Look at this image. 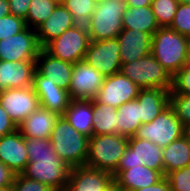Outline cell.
<instances>
[{
  "label": "cell",
  "mask_w": 190,
  "mask_h": 191,
  "mask_svg": "<svg viewBox=\"0 0 190 191\" xmlns=\"http://www.w3.org/2000/svg\"><path fill=\"white\" fill-rule=\"evenodd\" d=\"M25 142L29 162L21 174L55 191H64L71 167L57 156L50 139L25 138Z\"/></svg>",
  "instance_id": "1"
},
{
  "label": "cell",
  "mask_w": 190,
  "mask_h": 191,
  "mask_svg": "<svg viewBox=\"0 0 190 191\" xmlns=\"http://www.w3.org/2000/svg\"><path fill=\"white\" fill-rule=\"evenodd\" d=\"M151 54L173 77L189 61L188 37L160 27L152 35Z\"/></svg>",
  "instance_id": "2"
},
{
  "label": "cell",
  "mask_w": 190,
  "mask_h": 191,
  "mask_svg": "<svg viewBox=\"0 0 190 191\" xmlns=\"http://www.w3.org/2000/svg\"><path fill=\"white\" fill-rule=\"evenodd\" d=\"M49 139L57 156L70 167L86 165L89 137L79 133L64 116L58 117Z\"/></svg>",
  "instance_id": "3"
},
{
  "label": "cell",
  "mask_w": 190,
  "mask_h": 191,
  "mask_svg": "<svg viewBox=\"0 0 190 191\" xmlns=\"http://www.w3.org/2000/svg\"><path fill=\"white\" fill-rule=\"evenodd\" d=\"M128 141V137L119 134L92 135L89 138L86 166L108 172L115 178Z\"/></svg>",
  "instance_id": "4"
},
{
  "label": "cell",
  "mask_w": 190,
  "mask_h": 191,
  "mask_svg": "<svg viewBox=\"0 0 190 191\" xmlns=\"http://www.w3.org/2000/svg\"><path fill=\"white\" fill-rule=\"evenodd\" d=\"M126 3L106 0L96 4L90 20L86 24L91 41L117 38L123 29L122 18Z\"/></svg>",
  "instance_id": "5"
},
{
  "label": "cell",
  "mask_w": 190,
  "mask_h": 191,
  "mask_svg": "<svg viewBox=\"0 0 190 191\" xmlns=\"http://www.w3.org/2000/svg\"><path fill=\"white\" fill-rule=\"evenodd\" d=\"M120 72L130 78L140 89L171 90L172 88V76L151 53L134 62L122 63Z\"/></svg>",
  "instance_id": "6"
},
{
  "label": "cell",
  "mask_w": 190,
  "mask_h": 191,
  "mask_svg": "<svg viewBox=\"0 0 190 191\" xmlns=\"http://www.w3.org/2000/svg\"><path fill=\"white\" fill-rule=\"evenodd\" d=\"M185 127L169 105L152 122L142 124L134 137L149 140L164 148L185 134Z\"/></svg>",
  "instance_id": "7"
},
{
  "label": "cell",
  "mask_w": 190,
  "mask_h": 191,
  "mask_svg": "<svg viewBox=\"0 0 190 191\" xmlns=\"http://www.w3.org/2000/svg\"><path fill=\"white\" fill-rule=\"evenodd\" d=\"M90 41L86 25L76 24L50 41L44 49L52 56L74 64L84 59Z\"/></svg>",
  "instance_id": "8"
},
{
  "label": "cell",
  "mask_w": 190,
  "mask_h": 191,
  "mask_svg": "<svg viewBox=\"0 0 190 191\" xmlns=\"http://www.w3.org/2000/svg\"><path fill=\"white\" fill-rule=\"evenodd\" d=\"M162 148L149 140L129 137L128 146L116 169V176L122 171L140 165L159 171L164 176Z\"/></svg>",
  "instance_id": "9"
},
{
  "label": "cell",
  "mask_w": 190,
  "mask_h": 191,
  "mask_svg": "<svg viewBox=\"0 0 190 191\" xmlns=\"http://www.w3.org/2000/svg\"><path fill=\"white\" fill-rule=\"evenodd\" d=\"M118 38L90 41L84 61L105 77L120 72L121 59Z\"/></svg>",
  "instance_id": "10"
},
{
  "label": "cell",
  "mask_w": 190,
  "mask_h": 191,
  "mask_svg": "<svg viewBox=\"0 0 190 191\" xmlns=\"http://www.w3.org/2000/svg\"><path fill=\"white\" fill-rule=\"evenodd\" d=\"M0 105L17 127L40 107L39 98L33 86L0 91Z\"/></svg>",
  "instance_id": "11"
},
{
  "label": "cell",
  "mask_w": 190,
  "mask_h": 191,
  "mask_svg": "<svg viewBox=\"0 0 190 191\" xmlns=\"http://www.w3.org/2000/svg\"><path fill=\"white\" fill-rule=\"evenodd\" d=\"M40 50L36 29L30 27L0 40L1 61L36 60Z\"/></svg>",
  "instance_id": "12"
},
{
  "label": "cell",
  "mask_w": 190,
  "mask_h": 191,
  "mask_svg": "<svg viewBox=\"0 0 190 191\" xmlns=\"http://www.w3.org/2000/svg\"><path fill=\"white\" fill-rule=\"evenodd\" d=\"M105 76L84 60L73 64L71 83L68 89L70 99L92 100L104 83Z\"/></svg>",
  "instance_id": "13"
},
{
  "label": "cell",
  "mask_w": 190,
  "mask_h": 191,
  "mask_svg": "<svg viewBox=\"0 0 190 191\" xmlns=\"http://www.w3.org/2000/svg\"><path fill=\"white\" fill-rule=\"evenodd\" d=\"M140 88L121 72L105 77L104 83L95 96L99 103L118 108L126 102L136 99Z\"/></svg>",
  "instance_id": "14"
},
{
  "label": "cell",
  "mask_w": 190,
  "mask_h": 191,
  "mask_svg": "<svg viewBox=\"0 0 190 191\" xmlns=\"http://www.w3.org/2000/svg\"><path fill=\"white\" fill-rule=\"evenodd\" d=\"M113 184L112 174L84 165L71 167L64 191H106Z\"/></svg>",
  "instance_id": "15"
},
{
  "label": "cell",
  "mask_w": 190,
  "mask_h": 191,
  "mask_svg": "<svg viewBox=\"0 0 190 191\" xmlns=\"http://www.w3.org/2000/svg\"><path fill=\"white\" fill-rule=\"evenodd\" d=\"M32 86L39 98L41 107L63 116L71 100L67 90L40 75L36 70L34 71Z\"/></svg>",
  "instance_id": "16"
},
{
  "label": "cell",
  "mask_w": 190,
  "mask_h": 191,
  "mask_svg": "<svg viewBox=\"0 0 190 191\" xmlns=\"http://www.w3.org/2000/svg\"><path fill=\"white\" fill-rule=\"evenodd\" d=\"M34 71L35 60L15 62L0 60V91L31 87Z\"/></svg>",
  "instance_id": "17"
},
{
  "label": "cell",
  "mask_w": 190,
  "mask_h": 191,
  "mask_svg": "<svg viewBox=\"0 0 190 191\" xmlns=\"http://www.w3.org/2000/svg\"><path fill=\"white\" fill-rule=\"evenodd\" d=\"M0 160L16 175L21 174L29 162L25 138L19 129L0 140Z\"/></svg>",
  "instance_id": "18"
},
{
  "label": "cell",
  "mask_w": 190,
  "mask_h": 191,
  "mask_svg": "<svg viewBox=\"0 0 190 191\" xmlns=\"http://www.w3.org/2000/svg\"><path fill=\"white\" fill-rule=\"evenodd\" d=\"M35 70L68 91L71 83L73 63L60 60L49 54L44 48H41L35 60Z\"/></svg>",
  "instance_id": "19"
},
{
  "label": "cell",
  "mask_w": 190,
  "mask_h": 191,
  "mask_svg": "<svg viewBox=\"0 0 190 191\" xmlns=\"http://www.w3.org/2000/svg\"><path fill=\"white\" fill-rule=\"evenodd\" d=\"M121 63H131L151 53L152 36L132 29H122L118 35Z\"/></svg>",
  "instance_id": "20"
},
{
  "label": "cell",
  "mask_w": 190,
  "mask_h": 191,
  "mask_svg": "<svg viewBox=\"0 0 190 191\" xmlns=\"http://www.w3.org/2000/svg\"><path fill=\"white\" fill-rule=\"evenodd\" d=\"M76 24L71 13L62 4H57L47 20L36 28L40 47L44 48L50 41Z\"/></svg>",
  "instance_id": "21"
},
{
  "label": "cell",
  "mask_w": 190,
  "mask_h": 191,
  "mask_svg": "<svg viewBox=\"0 0 190 191\" xmlns=\"http://www.w3.org/2000/svg\"><path fill=\"white\" fill-rule=\"evenodd\" d=\"M59 115L49 109L39 107L18 126L24 138H50Z\"/></svg>",
  "instance_id": "22"
},
{
  "label": "cell",
  "mask_w": 190,
  "mask_h": 191,
  "mask_svg": "<svg viewBox=\"0 0 190 191\" xmlns=\"http://www.w3.org/2000/svg\"><path fill=\"white\" fill-rule=\"evenodd\" d=\"M163 177L159 171L140 165L122 170L114 178V183L123 191H134L154 185Z\"/></svg>",
  "instance_id": "23"
},
{
  "label": "cell",
  "mask_w": 190,
  "mask_h": 191,
  "mask_svg": "<svg viewBox=\"0 0 190 191\" xmlns=\"http://www.w3.org/2000/svg\"><path fill=\"white\" fill-rule=\"evenodd\" d=\"M171 90L160 88L140 89L137 101L140 103L141 123L152 122L162 111L169 106Z\"/></svg>",
  "instance_id": "24"
},
{
  "label": "cell",
  "mask_w": 190,
  "mask_h": 191,
  "mask_svg": "<svg viewBox=\"0 0 190 191\" xmlns=\"http://www.w3.org/2000/svg\"><path fill=\"white\" fill-rule=\"evenodd\" d=\"M63 116L79 133L92 136L93 100L71 99Z\"/></svg>",
  "instance_id": "25"
},
{
  "label": "cell",
  "mask_w": 190,
  "mask_h": 191,
  "mask_svg": "<svg viewBox=\"0 0 190 191\" xmlns=\"http://www.w3.org/2000/svg\"><path fill=\"white\" fill-rule=\"evenodd\" d=\"M164 176L190 165V139L184 134L162 148Z\"/></svg>",
  "instance_id": "26"
},
{
  "label": "cell",
  "mask_w": 190,
  "mask_h": 191,
  "mask_svg": "<svg viewBox=\"0 0 190 191\" xmlns=\"http://www.w3.org/2000/svg\"><path fill=\"white\" fill-rule=\"evenodd\" d=\"M123 29L149 33L151 36L160 28L152 6L127 7L122 18Z\"/></svg>",
  "instance_id": "27"
},
{
  "label": "cell",
  "mask_w": 190,
  "mask_h": 191,
  "mask_svg": "<svg viewBox=\"0 0 190 191\" xmlns=\"http://www.w3.org/2000/svg\"><path fill=\"white\" fill-rule=\"evenodd\" d=\"M93 100L92 135L118 134L117 108Z\"/></svg>",
  "instance_id": "28"
},
{
  "label": "cell",
  "mask_w": 190,
  "mask_h": 191,
  "mask_svg": "<svg viewBox=\"0 0 190 191\" xmlns=\"http://www.w3.org/2000/svg\"><path fill=\"white\" fill-rule=\"evenodd\" d=\"M141 125L140 103L137 99L126 102L117 108V126L119 135L128 138L132 137Z\"/></svg>",
  "instance_id": "29"
},
{
  "label": "cell",
  "mask_w": 190,
  "mask_h": 191,
  "mask_svg": "<svg viewBox=\"0 0 190 191\" xmlns=\"http://www.w3.org/2000/svg\"><path fill=\"white\" fill-rule=\"evenodd\" d=\"M56 3L49 0H31L25 23L27 27L36 29L51 15Z\"/></svg>",
  "instance_id": "30"
},
{
  "label": "cell",
  "mask_w": 190,
  "mask_h": 191,
  "mask_svg": "<svg viewBox=\"0 0 190 191\" xmlns=\"http://www.w3.org/2000/svg\"><path fill=\"white\" fill-rule=\"evenodd\" d=\"M62 5L71 13L77 24L86 25L96 8L93 0H63Z\"/></svg>",
  "instance_id": "31"
},
{
  "label": "cell",
  "mask_w": 190,
  "mask_h": 191,
  "mask_svg": "<svg viewBox=\"0 0 190 191\" xmlns=\"http://www.w3.org/2000/svg\"><path fill=\"white\" fill-rule=\"evenodd\" d=\"M179 3L177 0H152V9L159 27H170Z\"/></svg>",
  "instance_id": "32"
},
{
  "label": "cell",
  "mask_w": 190,
  "mask_h": 191,
  "mask_svg": "<svg viewBox=\"0 0 190 191\" xmlns=\"http://www.w3.org/2000/svg\"><path fill=\"white\" fill-rule=\"evenodd\" d=\"M169 105L184 127L190 124V94H169Z\"/></svg>",
  "instance_id": "33"
},
{
  "label": "cell",
  "mask_w": 190,
  "mask_h": 191,
  "mask_svg": "<svg viewBox=\"0 0 190 191\" xmlns=\"http://www.w3.org/2000/svg\"><path fill=\"white\" fill-rule=\"evenodd\" d=\"M170 28L179 34L190 37V4H179Z\"/></svg>",
  "instance_id": "34"
},
{
  "label": "cell",
  "mask_w": 190,
  "mask_h": 191,
  "mask_svg": "<svg viewBox=\"0 0 190 191\" xmlns=\"http://www.w3.org/2000/svg\"><path fill=\"white\" fill-rule=\"evenodd\" d=\"M25 20L9 14L0 18V40L20 33L26 28Z\"/></svg>",
  "instance_id": "35"
},
{
  "label": "cell",
  "mask_w": 190,
  "mask_h": 191,
  "mask_svg": "<svg viewBox=\"0 0 190 191\" xmlns=\"http://www.w3.org/2000/svg\"><path fill=\"white\" fill-rule=\"evenodd\" d=\"M166 177L171 191H190V165L172 171Z\"/></svg>",
  "instance_id": "36"
},
{
  "label": "cell",
  "mask_w": 190,
  "mask_h": 191,
  "mask_svg": "<svg viewBox=\"0 0 190 191\" xmlns=\"http://www.w3.org/2000/svg\"><path fill=\"white\" fill-rule=\"evenodd\" d=\"M170 94H190V60L172 77Z\"/></svg>",
  "instance_id": "37"
},
{
  "label": "cell",
  "mask_w": 190,
  "mask_h": 191,
  "mask_svg": "<svg viewBox=\"0 0 190 191\" xmlns=\"http://www.w3.org/2000/svg\"><path fill=\"white\" fill-rule=\"evenodd\" d=\"M13 191H55L50 186L40 183L36 180L24 177L22 174L15 176Z\"/></svg>",
  "instance_id": "38"
},
{
  "label": "cell",
  "mask_w": 190,
  "mask_h": 191,
  "mask_svg": "<svg viewBox=\"0 0 190 191\" xmlns=\"http://www.w3.org/2000/svg\"><path fill=\"white\" fill-rule=\"evenodd\" d=\"M10 14L23 18H27L31 0H8Z\"/></svg>",
  "instance_id": "39"
},
{
  "label": "cell",
  "mask_w": 190,
  "mask_h": 191,
  "mask_svg": "<svg viewBox=\"0 0 190 191\" xmlns=\"http://www.w3.org/2000/svg\"><path fill=\"white\" fill-rule=\"evenodd\" d=\"M18 127L0 105V140L4 135L14 132Z\"/></svg>",
  "instance_id": "40"
},
{
  "label": "cell",
  "mask_w": 190,
  "mask_h": 191,
  "mask_svg": "<svg viewBox=\"0 0 190 191\" xmlns=\"http://www.w3.org/2000/svg\"><path fill=\"white\" fill-rule=\"evenodd\" d=\"M16 174L0 160V188L11 187Z\"/></svg>",
  "instance_id": "41"
},
{
  "label": "cell",
  "mask_w": 190,
  "mask_h": 191,
  "mask_svg": "<svg viewBox=\"0 0 190 191\" xmlns=\"http://www.w3.org/2000/svg\"><path fill=\"white\" fill-rule=\"evenodd\" d=\"M134 191H171L170 190V183L166 176H164L160 181L156 184L151 185L149 187H144L141 189H136Z\"/></svg>",
  "instance_id": "42"
},
{
  "label": "cell",
  "mask_w": 190,
  "mask_h": 191,
  "mask_svg": "<svg viewBox=\"0 0 190 191\" xmlns=\"http://www.w3.org/2000/svg\"><path fill=\"white\" fill-rule=\"evenodd\" d=\"M152 4V0H127V7H144Z\"/></svg>",
  "instance_id": "43"
},
{
  "label": "cell",
  "mask_w": 190,
  "mask_h": 191,
  "mask_svg": "<svg viewBox=\"0 0 190 191\" xmlns=\"http://www.w3.org/2000/svg\"><path fill=\"white\" fill-rule=\"evenodd\" d=\"M10 14V7L8 0H0V18Z\"/></svg>",
  "instance_id": "44"
},
{
  "label": "cell",
  "mask_w": 190,
  "mask_h": 191,
  "mask_svg": "<svg viewBox=\"0 0 190 191\" xmlns=\"http://www.w3.org/2000/svg\"><path fill=\"white\" fill-rule=\"evenodd\" d=\"M106 191H123L122 189H120L115 183L110 186Z\"/></svg>",
  "instance_id": "45"
},
{
  "label": "cell",
  "mask_w": 190,
  "mask_h": 191,
  "mask_svg": "<svg viewBox=\"0 0 190 191\" xmlns=\"http://www.w3.org/2000/svg\"><path fill=\"white\" fill-rule=\"evenodd\" d=\"M185 135L190 139V124L185 126Z\"/></svg>",
  "instance_id": "46"
},
{
  "label": "cell",
  "mask_w": 190,
  "mask_h": 191,
  "mask_svg": "<svg viewBox=\"0 0 190 191\" xmlns=\"http://www.w3.org/2000/svg\"><path fill=\"white\" fill-rule=\"evenodd\" d=\"M179 4H190V0H177Z\"/></svg>",
  "instance_id": "47"
},
{
  "label": "cell",
  "mask_w": 190,
  "mask_h": 191,
  "mask_svg": "<svg viewBox=\"0 0 190 191\" xmlns=\"http://www.w3.org/2000/svg\"><path fill=\"white\" fill-rule=\"evenodd\" d=\"M0 191H13L12 186L11 187H1Z\"/></svg>",
  "instance_id": "48"
},
{
  "label": "cell",
  "mask_w": 190,
  "mask_h": 191,
  "mask_svg": "<svg viewBox=\"0 0 190 191\" xmlns=\"http://www.w3.org/2000/svg\"><path fill=\"white\" fill-rule=\"evenodd\" d=\"M51 2H54L56 4H62L63 0H49Z\"/></svg>",
  "instance_id": "49"
},
{
  "label": "cell",
  "mask_w": 190,
  "mask_h": 191,
  "mask_svg": "<svg viewBox=\"0 0 190 191\" xmlns=\"http://www.w3.org/2000/svg\"><path fill=\"white\" fill-rule=\"evenodd\" d=\"M188 51H189V60H190V37L188 38Z\"/></svg>",
  "instance_id": "50"
},
{
  "label": "cell",
  "mask_w": 190,
  "mask_h": 191,
  "mask_svg": "<svg viewBox=\"0 0 190 191\" xmlns=\"http://www.w3.org/2000/svg\"><path fill=\"white\" fill-rule=\"evenodd\" d=\"M96 4H98V3H102V2H104V1H106V0H93Z\"/></svg>",
  "instance_id": "51"
},
{
  "label": "cell",
  "mask_w": 190,
  "mask_h": 191,
  "mask_svg": "<svg viewBox=\"0 0 190 191\" xmlns=\"http://www.w3.org/2000/svg\"><path fill=\"white\" fill-rule=\"evenodd\" d=\"M113 1H118V2H122V3H126L127 0H113Z\"/></svg>",
  "instance_id": "52"
}]
</instances>
